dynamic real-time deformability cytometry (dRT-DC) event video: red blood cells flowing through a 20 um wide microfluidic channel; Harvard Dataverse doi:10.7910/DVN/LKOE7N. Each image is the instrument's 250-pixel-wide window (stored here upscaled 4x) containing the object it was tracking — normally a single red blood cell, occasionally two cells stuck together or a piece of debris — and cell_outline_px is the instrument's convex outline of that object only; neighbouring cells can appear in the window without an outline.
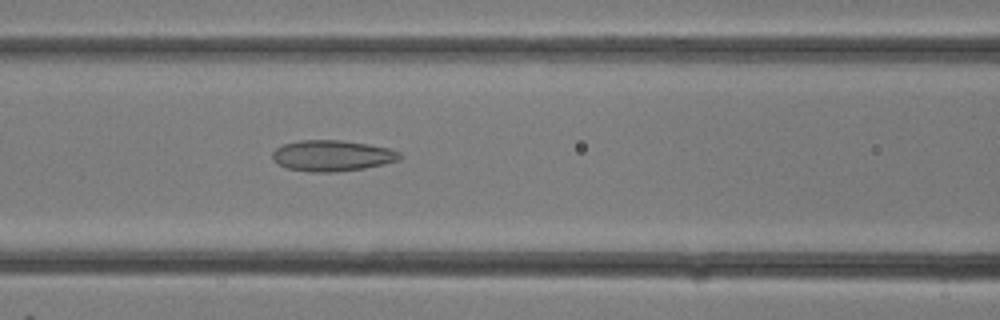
{"species": "common noctule bat (a hibernating species)", "species_latin": "Nyctalus noctula", "temperature_condition": "room temperature", "stored_images_in_passage": 7, "camera_frame_rate_fps": 3000, "um_per_image_px": 0.085, "animal": {"sex": "female"}, "frame": {"image": 1, "passage_image": 7, "time_ms": 2.0, "image_size_px": [1000, 320], "cell_outline_px": [[404, 156], [400, 160], [364, 168], [332, 172], [312, 172], [288, 168], [272, 160], [272, 152], [276, 148], [284, 144], [300, 140], [344, 140], [368, 144], [388, 148], [400, 152]], "centroid_in_image_um": [28.25, 13.22], "position_along_channel_um": 138.3, "area_um2": 22.95}}